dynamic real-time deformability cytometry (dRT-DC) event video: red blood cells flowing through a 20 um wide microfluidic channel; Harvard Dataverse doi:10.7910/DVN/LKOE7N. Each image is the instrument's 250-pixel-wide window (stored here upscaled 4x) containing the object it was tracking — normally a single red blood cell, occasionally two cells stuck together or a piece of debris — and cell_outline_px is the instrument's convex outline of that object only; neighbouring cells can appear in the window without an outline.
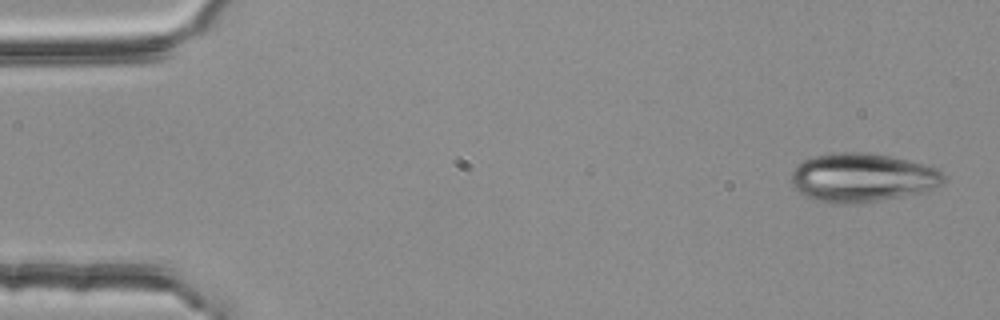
{"species": "common noctule bat (a hibernating species)", "species_latin": "Nyctalus noctula", "temperature_condition": "room temperature", "stored_images_in_passage": 4, "camera_frame_rate_fps": 3000, "um_per_image_px": 0.085, "animal": {"sex": "female", "body_mass_g": 25.1}, "frame": {"image": 1, "passage_image": 1, "time_ms": 0.0, "image_size_px": [1000, 320], "cell_outline_px": [[948, 180], [936, 188], [924, 192], [860, 204], [832, 204], [816, 200], [804, 196], [792, 184], [792, 172], [804, 160], [812, 156], [832, 152], [872, 152], [924, 164], [936, 168], [944, 172]], "centroid_in_image_um": [73.34, 15.1], "position_along_channel_um": 11.7, "area_um2": 43.87}}